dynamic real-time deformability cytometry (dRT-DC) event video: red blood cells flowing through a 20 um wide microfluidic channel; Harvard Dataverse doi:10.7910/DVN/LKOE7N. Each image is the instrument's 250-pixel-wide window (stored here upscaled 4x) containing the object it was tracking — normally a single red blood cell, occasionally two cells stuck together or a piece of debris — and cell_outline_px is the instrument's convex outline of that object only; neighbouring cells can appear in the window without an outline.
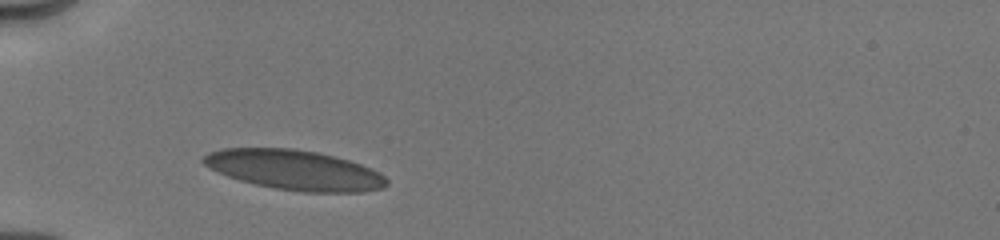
{"species": "human", "species_latin": "Homo sapiens", "temperature_condition": "cold", "stored_images_in_passage": 26, "camera_frame_rate_fps": 3000, "um_per_image_px": 0.085, "donor": {"sex": "male"}, "frame": {"image": 1, "passage_image": 1, "time_ms": 0.0, "image_size_px": [1000, 240], "cell_outline_px": [[388, 184], [384, 188], [360, 192], [304, 192], [272, 188], [240, 180], [228, 176], [208, 168], [200, 160], [208, 152], [224, 148], [292, 148], [320, 152], [348, 160], [372, 168], [380, 172], [388, 180]], "centroid_in_image_um": [25.04, 14.44], "position_along_channel_um": 60.0, "area_um2": 42.83}}
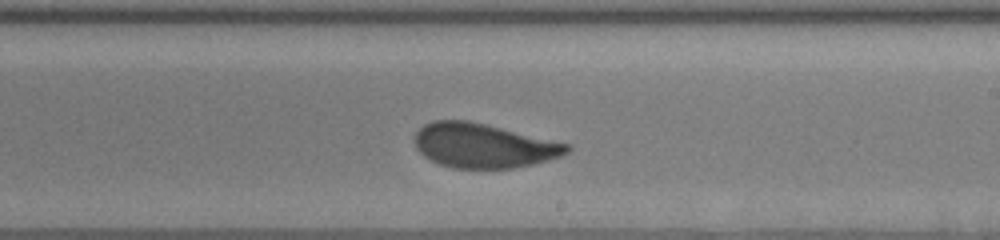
{"frame": {"image": 2, "passage_image": 15, "time_ms": 5.0, "image_size_px": [1000, 240], "cell_outline_px": [[572, 148], [568, 152], [560, 156], [532, 164], [512, 168], [452, 168], [440, 164], [424, 156], [416, 148], [416, 132], [424, 124], [432, 120], [468, 120], [568, 144]], "centroid_in_image_um": [41.06, 12.38], "position_along_channel_um": 247.9, "area_um2": 38.84}}
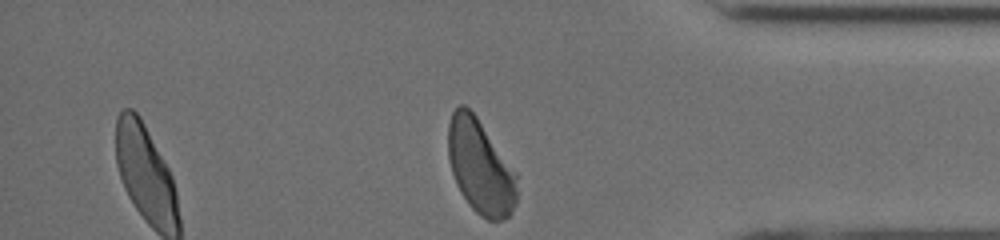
{"frame": {"image": 3, "passage_image": 26, "time_ms": 9.0, "image_size_px": [1000, 240], "cell_outline_px": [[516, 204], [512, 212], [508, 216], [500, 220], [488, 220], [480, 216], [468, 204], [460, 192], [456, 184], [452, 172], [448, 156], [448, 124], [452, 112], [460, 104], [464, 104], [476, 116], [516, 172]], "centroid_in_image_um": [40.81, 14.19], "position_along_channel_um": 394.4, "area_um2": 37.63}, "authors_computed_cell_mechanics": {"area_um2": 40.0265, "velocity_mm_per_s": 4.0037, "shape_relaxation_time_tau1_ms": 3.79, "shape_relaxation_time_tau2_ms": null, "deformation_change_tau1": 0.1282, "deformation_change_tau2": null}}